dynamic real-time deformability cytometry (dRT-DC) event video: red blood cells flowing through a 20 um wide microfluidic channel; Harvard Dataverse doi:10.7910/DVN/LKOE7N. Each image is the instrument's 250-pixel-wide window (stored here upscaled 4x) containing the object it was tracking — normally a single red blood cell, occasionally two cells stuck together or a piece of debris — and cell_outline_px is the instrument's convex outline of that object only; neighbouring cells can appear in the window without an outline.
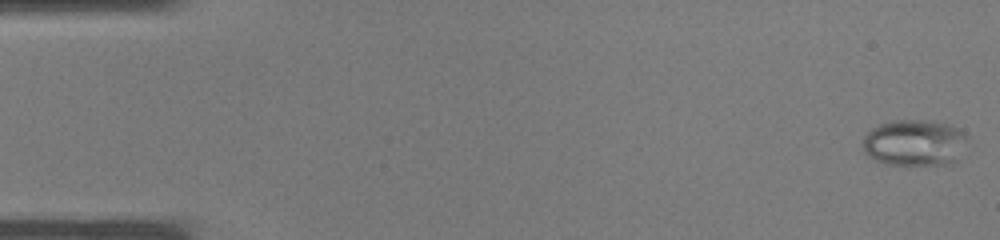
{"species": "common noctule bat (a hibernating species)", "species_latin": "Nyctalus noctula", "temperature_condition": "warm", "stored_images_in_passage": 38, "camera_frame_rate_fps": 3000, "um_per_image_px": 0.085, "animal": {"sex": "male", "body_mass_g": 19.0, "forearm_length_mm": 50.8}, "frame": {"image": 1, "passage_image": 1, "time_ms": 0.0, "image_size_px": [1000, 240], "cell_outline_px": [[968, 136], [956, 160], [952, 164], [884, 164], [876, 160], [864, 152], [864, 136], [872, 128], [880, 124], [892, 120], [928, 120], [952, 124], [960, 128]], "centroid_in_image_um": [77.75, 12.11], "position_along_channel_um": 7.2, "area_um2": 28.21}}
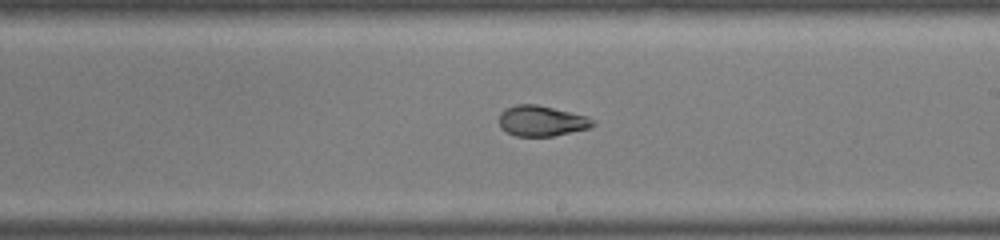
{"frame": {"image": 2, "passage_image": 22, "time_ms": 7.0, "image_size_px": [1000, 240], "cell_outline_px": [[596, 124], [588, 128], [552, 136], [516, 136], [500, 128], [500, 112], [504, 108], [516, 104], [536, 104], [588, 116], [596, 120]], "centroid_in_image_um": [46.04, 10.26], "position_along_channel_um": 243.0, "area_um2": 16.7}}
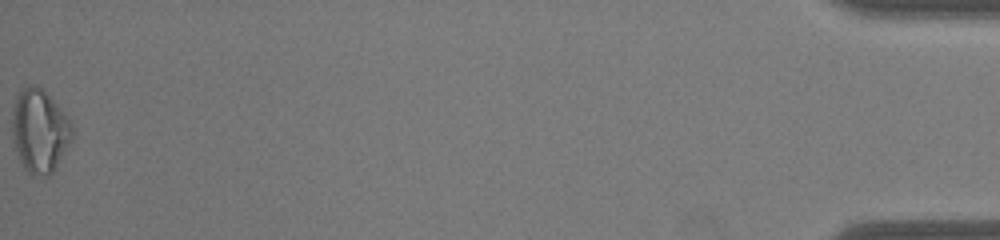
{"frame": {"image": 3, "passage_image": 38, "time_ms": 12.333, "image_size_px": [1000, 240], "cell_outline_px": [[76, 128], [72, 140], [52, 172], [48, 176], [32, 176], [24, 168], [20, 160], [12, 136], [12, 108], [16, 96], [20, 88], [32, 84], [40, 88], [72, 120]], "centroid_in_image_um": [3.39, 11.12], "position_along_channel_um": 431.8, "area_um2": 29.36}}